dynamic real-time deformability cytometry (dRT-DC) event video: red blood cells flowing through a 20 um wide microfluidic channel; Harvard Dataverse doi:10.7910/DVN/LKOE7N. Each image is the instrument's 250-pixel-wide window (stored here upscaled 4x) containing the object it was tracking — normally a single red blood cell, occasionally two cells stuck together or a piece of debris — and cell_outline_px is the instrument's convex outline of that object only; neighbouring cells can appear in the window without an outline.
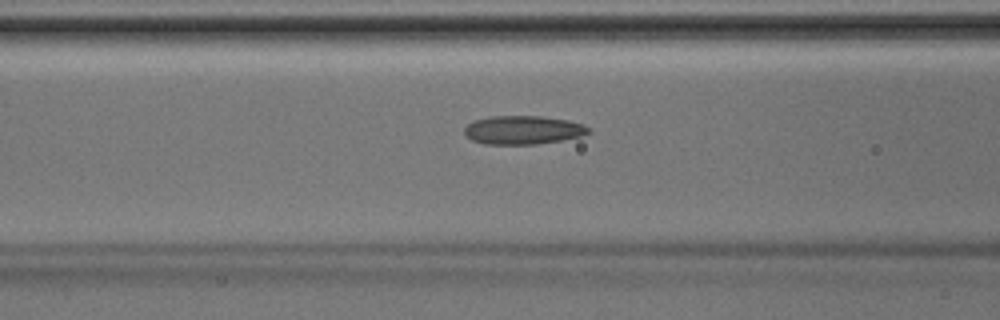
{"species": "Egyptian fruit bat (a non-hibernating species)", "species_latin": "Rousettus aegyptiacus", "temperature_condition": "room temperature", "stored_images_in_passage": 26, "camera_frame_rate_fps": 3000, "um_per_image_px": 0.085, "animal": {"sex": "male"}, "frame": {"image": 1, "passage_image": 5, "time_ms": 1.333, "image_size_px": [1000, 320], "cell_outline_px": [[592, 132], [580, 136], [560, 140], [536, 144], [484, 144], [472, 140], [464, 132], [464, 128], [468, 124], [476, 120], [492, 116], [540, 116], [568, 120], [584, 124], [592, 128]], "centroid_in_image_um": [44.5, 11.05], "position_along_channel_um": 122.1, "area_um2": 20.63}}
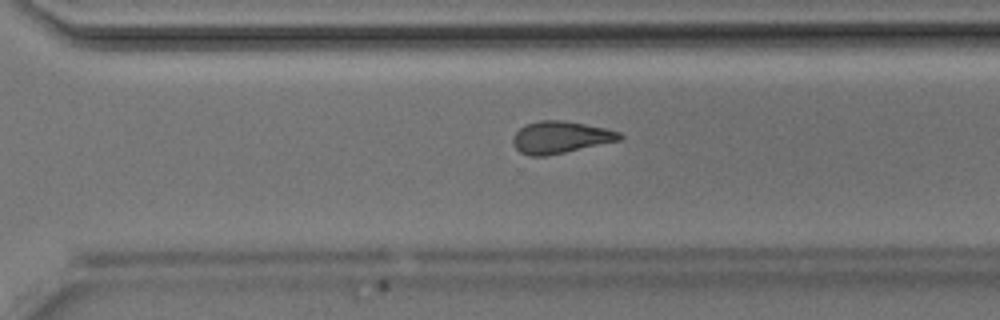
{"frame": {"image": 2, "passage_image": 18, "time_ms": 5.667, "image_size_px": [1000, 320], "cell_outline_px": [[624, 136], [620, 140], [564, 152], [544, 156], [528, 156], [520, 152], [512, 144], [512, 136], [520, 128], [528, 124], [540, 120], [564, 120], [608, 128], [620, 132]], "centroid_in_image_um": [47.63, 11.66], "position_along_channel_um": 323.0, "area_um2": 19.94}}
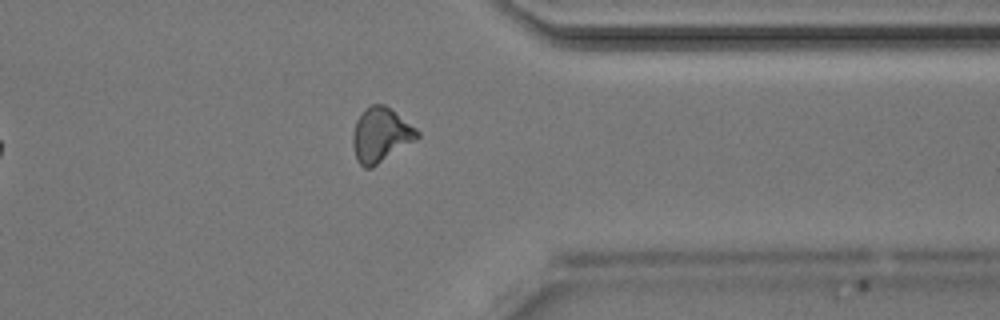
{"frame": {"image": 3, "passage_image": 22, "time_ms": 7.0, "image_size_px": [1000, 320], "cell_outline_px": [[420, 136], [416, 140], [372, 168], [364, 168], [356, 160], [352, 144], [352, 132], [356, 120], [364, 108], [372, 104], [384, 104], [416, 128], [420, 132]], "centroid_in_image_um": [32.34, 11.48], "position_along_channel_um": 379.1, "area_um2": 20.58}}